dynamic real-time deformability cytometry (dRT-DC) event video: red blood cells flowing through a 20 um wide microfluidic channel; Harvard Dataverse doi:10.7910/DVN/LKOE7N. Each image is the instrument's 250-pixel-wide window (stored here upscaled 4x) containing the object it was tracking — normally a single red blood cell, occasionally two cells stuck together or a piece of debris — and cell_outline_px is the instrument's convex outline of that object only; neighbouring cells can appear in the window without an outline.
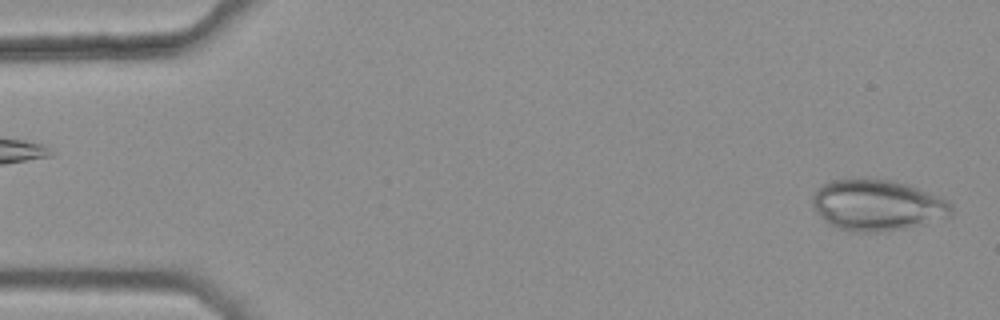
{"species": "common noctule bat (a hibernating species)", "species_latin": "Nyctalus noctula", "temperature_condition": "warm", "stored_images_in_passage": 4, "camera_frame_rate_fps": 3000, "um_per_image_px": 0.085, "animal": {"sex": "female", "body_mass_g": 25.1}, "frame": {"image": 1, "passage_image": 4, "time_ms": 1.0, "image_size_px": [1000, 320], "cell_outline_px": [[952, 216], [904, 228], [876, 232], [860, 232], [840, 228], [824, 220], [820, 216], [812, 204], [812, 196], [816, 188], [820, 184], [828, 180], [852, 176], [864, 176], [892, 180], [908, 184], [928, 192], [952, 204]], "centroid_in_image_um": [74.5, 17.37], "position_along_channel_um": 10.5, "area_um2": 41.79}}